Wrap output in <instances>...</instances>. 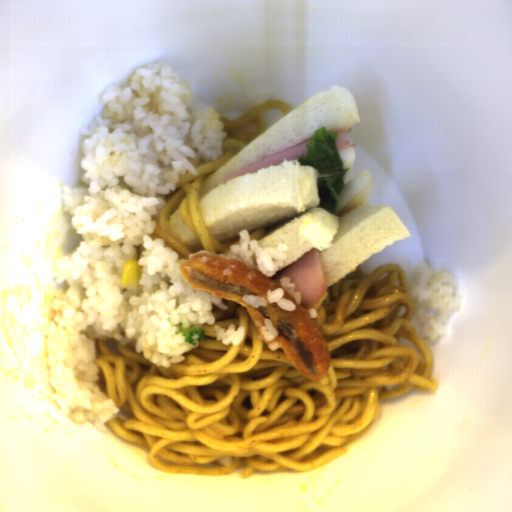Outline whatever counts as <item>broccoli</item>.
<instances>
[{
  "label": "broccoli",
  "instance_id": "obj_1",
  "mask_svg": "<svg viewBox=\"0 0 512 512\" xmlns=\"http://www.w3.org/2000/svg\"><path fill=\"white\" fill-rule=\"evenodd\" d=\"M178 326L180 327V330L174 332V335L180 334L181 336H184L185 343L192 344L194 346L197 345V342L205 341L207 339L206 331L204 328L197 326L185 328L182 321H179Z\"/></svg>",
  "mask_w": 512,
  "mask_h": 512
}]
</instances>
